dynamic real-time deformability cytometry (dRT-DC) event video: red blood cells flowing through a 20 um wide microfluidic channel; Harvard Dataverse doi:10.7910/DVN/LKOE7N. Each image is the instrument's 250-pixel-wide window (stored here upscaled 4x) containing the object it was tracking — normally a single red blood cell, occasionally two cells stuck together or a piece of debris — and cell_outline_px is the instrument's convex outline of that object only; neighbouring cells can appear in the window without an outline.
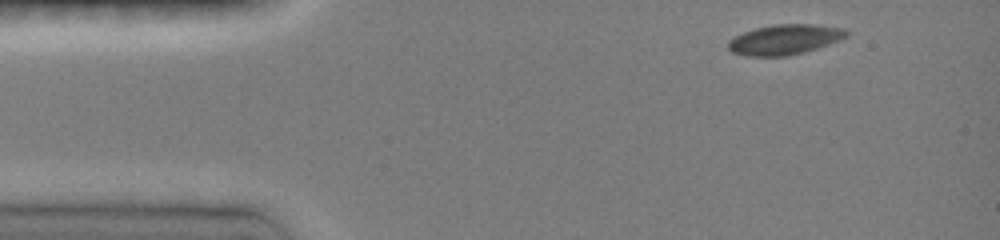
{"species": "common noctule bat (a hibernating species)", "species_latin": "Nyctalus noctula", "temperature_condition": "room temperature", "stored_images_in_passage": 10, "camera_frame_rate_fps": 3000, "um_per_image_px": 0.085, "animal": {"sex": "female", "body_mass_g": 19.0, "forearm_length_mm": 51.5}, "frame": {"image": 1, "passage_image": 1, "time_ms": 0.0, "image_size_px": [1000, 240], "cell_outline_px": [[848, 36], [840, 40], [804, 52], [788, 56], [748, 56], [732, 52], [728, 48], [728, 40], [744, 32], [756, 28], [772, 24], [816, 24], [848, 28]], "centroid_in_image_um": [66.74, 3.35], "position_along_channel_um": 18.3, "area_um2": 20.87}}
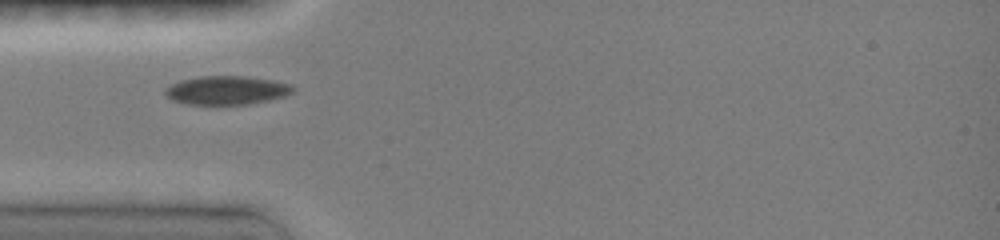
{"frame": {"image": 2, "passage_image": 8, "time_ms": 3.0, "image_size_px": [1000, 240], "cell_outline_px": [[296, 88], [292, 92], [284, 96], [268, 100], [248, 104], [188, 104], [172, 100], [164, 92], [164, 88], [180, 80], [200, 76], [244, 76], [272, 80], [292, 84]], "centroid_in_image_um": [19.27, 7.66], "position_along_channel_um": 65.7, "area_um2": 21.27}}